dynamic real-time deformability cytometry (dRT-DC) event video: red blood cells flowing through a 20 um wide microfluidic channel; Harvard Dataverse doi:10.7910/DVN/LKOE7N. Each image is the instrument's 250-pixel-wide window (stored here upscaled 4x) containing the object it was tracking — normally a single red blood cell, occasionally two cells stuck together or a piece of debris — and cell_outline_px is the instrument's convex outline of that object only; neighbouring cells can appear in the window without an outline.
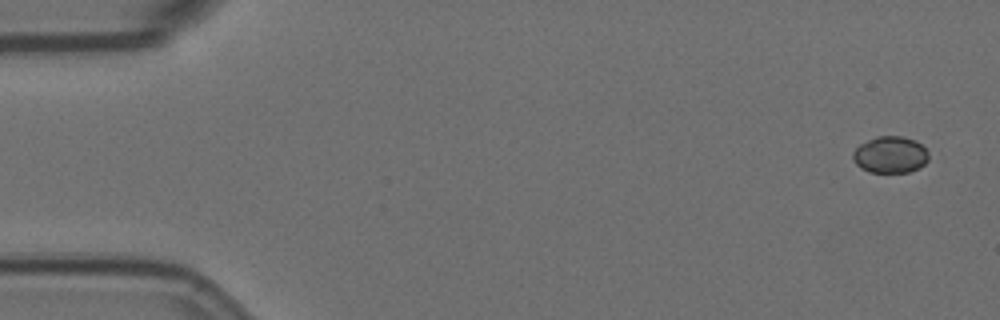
{"species": "Egyptian fruit bat (a non-hibernating species)", "species_latin": "Rousettus aegyptiacus", "temperature_condition": "room temperature", "stored_images_in_passage": 5, "camera_frame_rate_fps": 3000, "um_per_image_px": 0.085, "animal": {"sex": "female"}, "frame": {"image": 1, "passage_image": 1, "time_ms": 0.0, "image_size_px": [1000, 320], "cell_outline_px": [[928, 160], [920, 168], [908, 172], [868, 172], [860, 168], [856, 164], [852, 156], [852, 152], [860, 144], [876, 136], [900, 136], [916, 140], [928, 152]], "centroid_in_image_um": [75.66, 13.15], "position_along_channel_um": 9.3, "area_um2": 16.24}}